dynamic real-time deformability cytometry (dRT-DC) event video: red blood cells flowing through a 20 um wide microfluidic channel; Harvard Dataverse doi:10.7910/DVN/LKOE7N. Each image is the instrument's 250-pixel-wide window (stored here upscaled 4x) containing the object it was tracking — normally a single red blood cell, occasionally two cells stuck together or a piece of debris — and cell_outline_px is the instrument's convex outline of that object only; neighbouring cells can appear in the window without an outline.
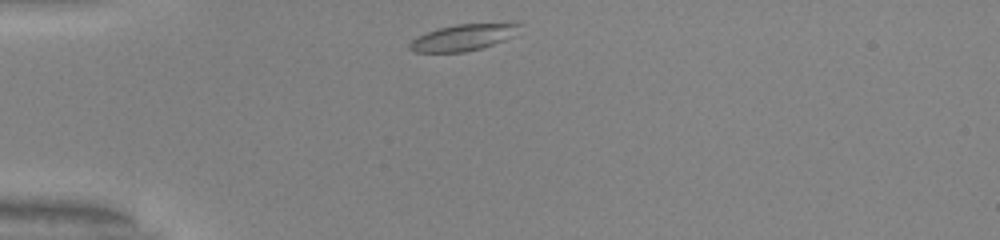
{"species": "common noctule bat (a hibernating species)", "species_latin": "Nyctalus noctula", "temperature_condition": "warm", "stored_images_in_passage": 31, "camera_frame_rate_fps": 3000, "um_per_image_px": 0.085, "animal": {"sex": "male", "body_mass_g": 20.0, "forearm_length_mm": 53.3}, "frame": {"image": 1, "passage_image": 1, "time_ms": 0.0, "image_size_px": [1000, 240], "cell_outline_px": [[520, 24], [512, 36], [504, 40], [480, 48], [464, 52], [412, 52], [408, 48], [408, 44], [416, 36], [440, 28], [456, 24]], "centroid_in_image_um": [39.24, 3.21], "position_along_channel_um": 45.8, "area_um2": 16.36}}
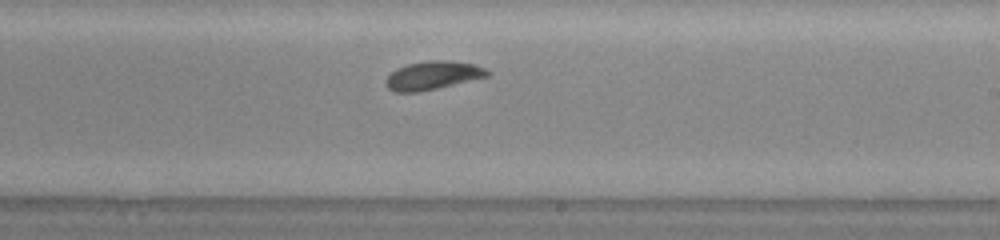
{"frame": {"image": 2, "passage_image": 19, "time_ms": 6.0, "image_size_px": [1000, 240], "cell_outline_px": [[492, 72], [488, 76], [420, 92], [396, 92], [388, 88], [384, 84], [384, 80], [396, 68], [408, 64], [428, 60], [448, 60], [472, 64], [484, 68]], "centroid_in_image_um": [36.75, 6.41], "position_along_channel_um": 252.2, "area_um2": 16.76}}
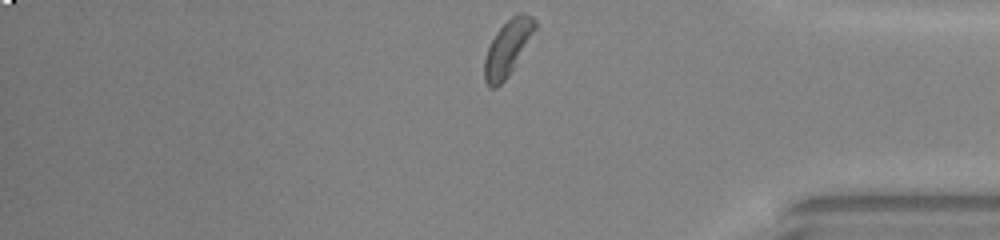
{"frame": {"image": 3, "passage_image": 31, "time_ms": 10.0, "image_size_px": [1000, 240], "cell_outline_px": [[536, 28], [508, 76], [496, 88], [488, 88], [484, 80], [484, 60], [488, 48], [496, 32], [512, 16], [520, 12], [524, 12], [532, 16], [536, 20]], "centroid_in_image_um": [43.13, 4.08], "position_along_channel_um": 392.1, "area_um2": 16.01}, "authors_computed_cell_mechanics": {"area_um2": 16.8776, "velocity_mm_per_s": 3.9287, "shape_relaxation_time_tau1_ms": 3.1636, "shape_relaxation_time_tau2_ms": 3.0661, "deformation_change_tau1": 0.109, "deformation_change_tau2": 0.0788}}